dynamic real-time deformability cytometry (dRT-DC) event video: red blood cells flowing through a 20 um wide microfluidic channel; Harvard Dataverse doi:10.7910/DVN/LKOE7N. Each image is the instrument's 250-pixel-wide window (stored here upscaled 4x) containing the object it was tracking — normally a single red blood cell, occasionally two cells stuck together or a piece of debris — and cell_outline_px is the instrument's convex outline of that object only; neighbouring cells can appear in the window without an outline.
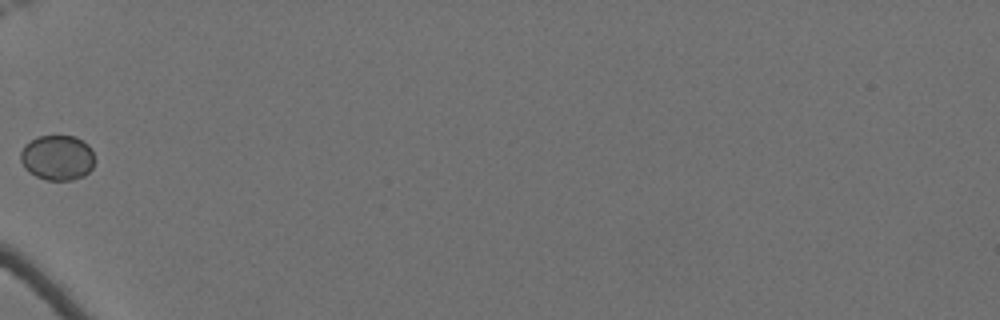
{"species": "Egyptian fruit bat (a non-hibernating species)", "species_latin": "Rousettus aegyptiacus", "temperature_condition": "cold", "stored_images_in_passage": 37, "camera_frame_rate_fps": 3000, "um_per_image_px": 0.085, "animal": {"sex": "female"}, "frame": {"image": 1, "passage_image": 1, "time_ms": 0.0, "image_size_px": [1000, 320], "cell_outline_px": [[92, 168], [84, 176], [72, 180], [44, 180], [28, 172], [24, 168], [20, 160], [20, 152], [24, 144], [40, 136], [76, 136], [88, 144], [92, 148]], "centroid_in_image_um": [4.85, 13.4], "position_along_channel_um": 80.2, "area_um2": 19.59}}
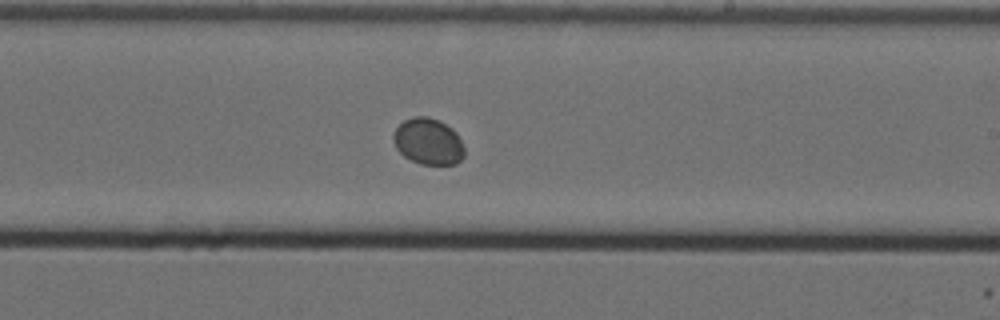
{"frame": {"image": 2, "passage_image": 16, "time_ms": 5.0, "image_size_px": [1000, 320], "cell_outline_px": [[464, 156], [456, 164], [420, 164], [404, 156], [396, 148], [392, 140], [392, 136], [396, 128], [404, 120], [412, 116], [428, 116], [440, 120], [452, 128], [456, 132], [464, 148]], "centroid_in_image_um": [36.39, 12.01], "position_along_channel_um": 252.6, "area_um2": 19.31}}
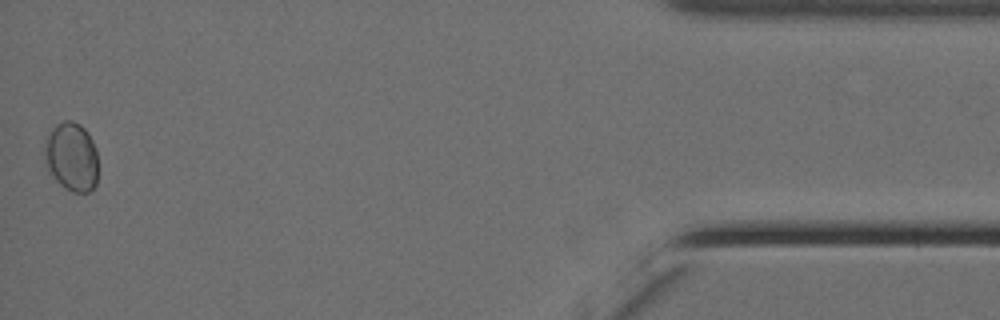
{"frame": {"image": 3, "passage_image": 37, "time_ms": 12.0, "image_size_px": [1000, 320], "cell_outline_px": [[96, 184], [88, 192], [72, 192], [64, 188], [48, 172], [44, 152], [44, 148], [48, 136], [52, 128], [56, 124], [64, 120], [72, 120], [80, 124], [88, 132], [96, 148]], "centroid_in_image_um": [6.07, 13.32], "position_along_channel_um": 429.1, "area_um2": 21.44}}